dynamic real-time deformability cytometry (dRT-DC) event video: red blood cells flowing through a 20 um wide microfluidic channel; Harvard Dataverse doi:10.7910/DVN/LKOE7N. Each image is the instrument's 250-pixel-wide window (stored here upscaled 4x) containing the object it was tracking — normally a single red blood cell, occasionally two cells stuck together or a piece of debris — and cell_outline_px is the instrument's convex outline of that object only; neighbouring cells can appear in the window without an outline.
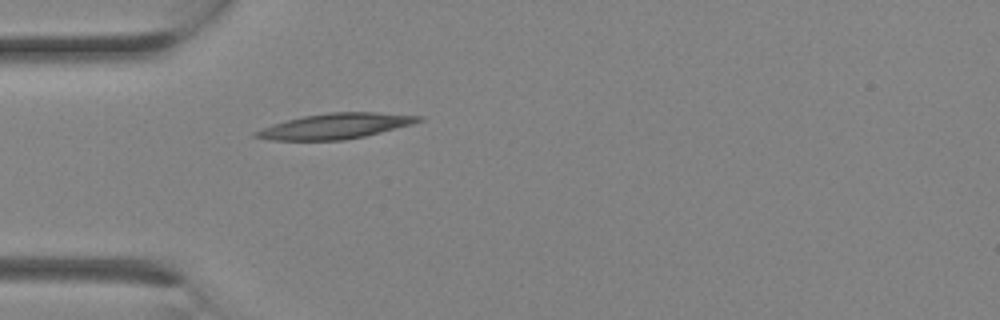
{"species": "Egyptian fruit bat (a non-hibernating species)", "species_latin": "Rousettus aegyptiacus", "temperature_condition": "room temperature", "stored_images_in_passage": 1, "camera_frame_rate_fps": 3000, "um_per_image_px": 0.085, "animal": {"sex": "female"}, "frame": {"image": 1, "passage_image": 1, "time_ms": 0.0, "image_size_px": [1000, 320], "cell_outline_px": [[424, 120], [412, 124], [364, 136], [344, 140], [272, 140], [252, 136], [252, 132], [272, 124], [304, 116], [328, 112], [376, 112], [424, 116]], "centroid_in_image_um": [28.51, 10.71], "position_along_channel_um": 56.5, "area_um2": 23.99}}